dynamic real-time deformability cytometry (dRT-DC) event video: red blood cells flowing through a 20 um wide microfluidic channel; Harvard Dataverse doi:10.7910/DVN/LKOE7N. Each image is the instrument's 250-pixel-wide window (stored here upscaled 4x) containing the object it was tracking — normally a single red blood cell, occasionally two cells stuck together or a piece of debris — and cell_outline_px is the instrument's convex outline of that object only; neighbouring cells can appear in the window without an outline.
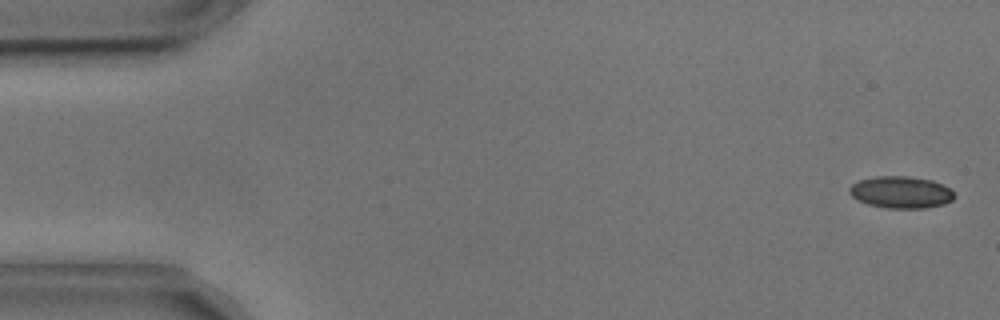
{"species": "common noctule bat (a hibernating species)", "species_latin": "Nyctalus noctula", "temperature_condition": "cold", "stored_images_in_passage": 55, "camera_frame_rate_fps": 3000, "um_per_image_px": 0.085, "animal": {"sex": "male", "body_mass_g": 17.9, "forearm_length_mm": 54.2}, "frame": {"image": 1, "passage_image": 2, "time_ms": 0.333, "image_size_px": [1000, 320], "cell_outline_px": [[956, 196], [952, 200], [944, 204], [924, 208], [888, 208], [868, 204], [852, 196], [848, 192], [848, 188], [852, 184], [860, 180], [876, 176], [908, 176], [932, 180], [944, 184], [952, 188]], "centroid_in_image_um": [76.63, 16.33], "position_along_channel_um": 8.4, "area_um2": 19.65}}
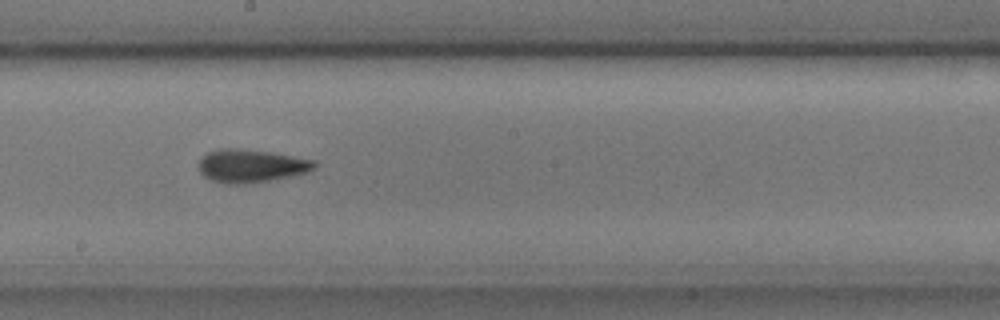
{"frame": {"image": 2, "passage_image": 30, "time_ms": 9.667, "image_size_px": [1000, 320], "cell_outline_px": [[316, 168], [308, 172], [296, 176], [240, 184], [228, 184], [212, 180], [204, 176], [200, 172], [200, 160], [208, 152], [220, 148], [236, 148], [272, 152], [316, 160]], "centroid_in_image_um": [21.4, 14.09], "position_along_channel_um": 226.8, "area_um2": 22.31}}
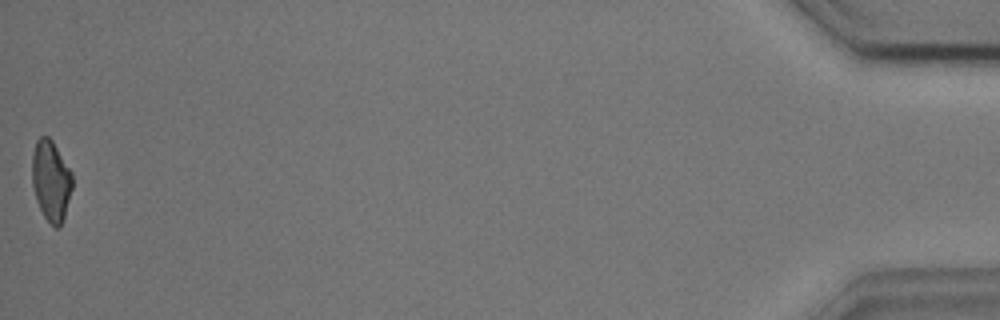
{"frame": {"image": 3, "passage_image": 55, "time_ms": 18.0, "image_size_px": [1000, 320], "cell_outline_px": [[72, 188], [64, 220], [60, 228], [56, 228], [44, 216], [36, 200], [32, 184], [32, 156], [36, 140], [40, 136], [48, 136], [52, 140], [72, 172]], "centroid_in_image_um": [4.34, 15.36], "position_along_channel_um": 430.9, "area_um2": 19.02}, "authors_computed_cell_mechanics": {"area_um2": 20.23, "velocity_mm_per_s": 3.6398, "shape_relaxation_time_tau1_ms": 2.5426, "shape_relaxation_time_tau2_ms": 4.1056, "deformation_change_tau1": 0.1083, "deformation_change_tau2": 0.1555}}